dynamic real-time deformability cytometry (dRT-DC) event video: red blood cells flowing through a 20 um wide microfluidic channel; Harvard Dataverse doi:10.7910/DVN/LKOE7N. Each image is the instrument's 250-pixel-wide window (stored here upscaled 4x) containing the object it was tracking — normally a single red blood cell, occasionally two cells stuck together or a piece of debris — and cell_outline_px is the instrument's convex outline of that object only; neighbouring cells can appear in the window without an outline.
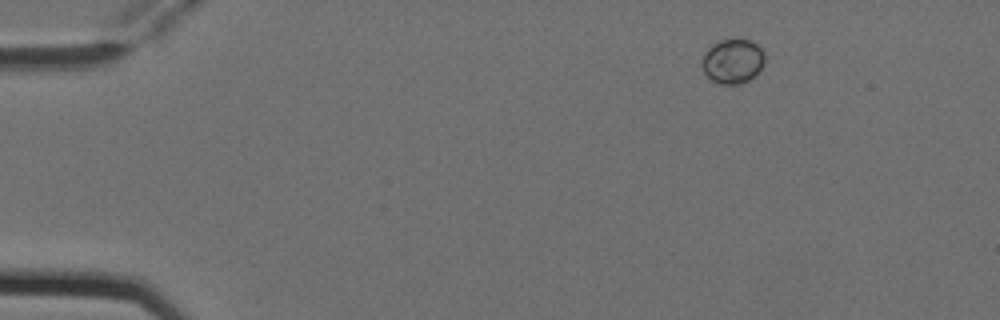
{"species": "Egyptian fruit bat (a non-hibernating species)", "species_latin": "Rousettus aegyptiacus", "temperature_condition": "cold", "stored_images_in_passage": 4, "camera_frame_rate_fps": 3000, "um_per_image_px": 0.085, "animal": {"sex": "female"}, "frame": {"image": 1, "passage_image": 4, "time_ms": 1.0, "image_size_px": [1000, 320], "cell_outline_px": [[764, 64], [748, 80], [740, 84], [720, 84], [712, 80], [704, 72], [700, 64], [704, 52], [712, 44], [720, 40], [752, 40], [764, 52]], "centroid_in_image_um": [62.24, 5.2], "position_along_channel_um": 22.8, "area_um2": 16.18}}